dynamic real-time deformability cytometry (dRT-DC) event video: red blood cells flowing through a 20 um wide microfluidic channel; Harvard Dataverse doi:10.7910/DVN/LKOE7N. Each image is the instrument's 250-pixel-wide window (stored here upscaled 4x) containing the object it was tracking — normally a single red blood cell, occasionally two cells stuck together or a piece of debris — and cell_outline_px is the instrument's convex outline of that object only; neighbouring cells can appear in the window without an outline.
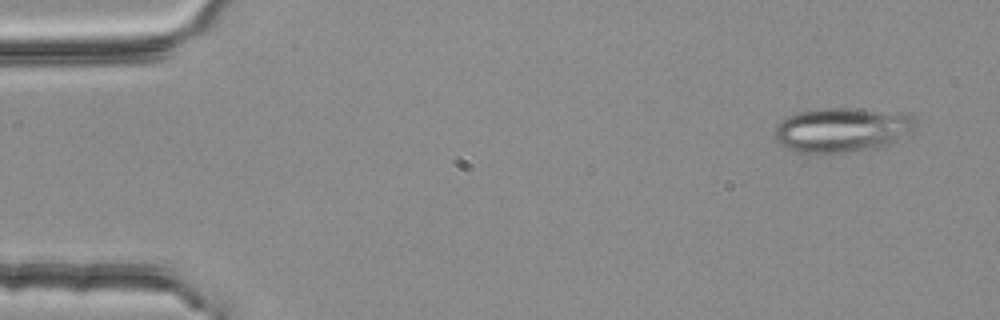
{"species": "common noctule bat (a hibernating species)", "species_latin": "Nyctalus noctula", "temperature_condition": "room temperature", "stored_images_in_passage": 4, "segment_of_instrument_passage": [2, 2], "camera_frame_rate_fps": 3000, "um_per_image_px": 0.085, "animal": {"sex": "female", "body_mass_g": 25.1}, "frame": {"image": 1, "passage_image": 4, "time_ms": 1.0, "image_size_px": [1000, 320], "cell_outline_px": [[916, 128], [888, 144], [876, 148], [848, 152], [800, 152], [788, 148], [780, 144], [776, 140], [772, 132], [788, 116], [796, 112], [820, 108], [852, 108], [904, 112], [912, 116], [916, 120]], "centroid_in_image_um": [71.59, 11.01], "position_along_channel_um": 13.4, "area_um2": 36.41}}